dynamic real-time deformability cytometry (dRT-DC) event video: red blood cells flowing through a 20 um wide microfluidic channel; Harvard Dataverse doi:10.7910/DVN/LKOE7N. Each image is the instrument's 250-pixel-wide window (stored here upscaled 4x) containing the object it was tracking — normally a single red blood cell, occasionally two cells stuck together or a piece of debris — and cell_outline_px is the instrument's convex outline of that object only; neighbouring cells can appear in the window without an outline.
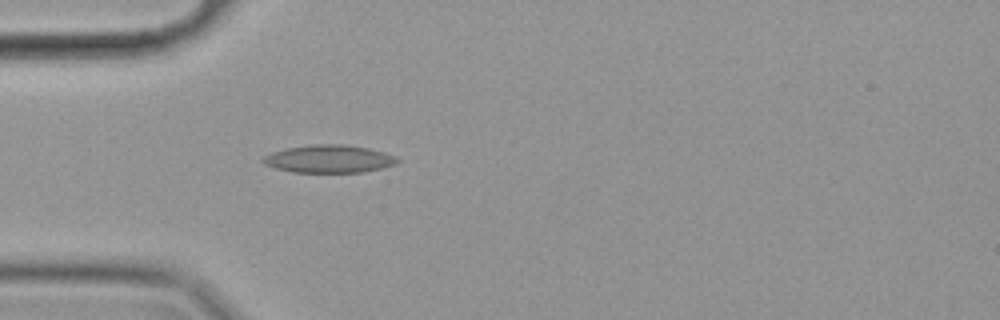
{"species": "common noctule bat (a hibernating species)", "species_latin": "Nyctalus noctula", "temperature_condition": "cold", "stored_images_in_passage": 41, "camera_frame_rate_fps": 3000, "um_per_image_px": 0.085, "animal": {"sex": "female", "body_mass_g": 19.9}, "frame": {"image": 1, "passage_image": 1, "time_ms": 0.0, "image_size_px": [1000, 320], "cell_outline_px": [[400, 160], [392, 164], [380, 168], [364, 172], [292, 172], [276, 168], [264, 164], [260, 160], [264, 156], [272, 152], [284, 148], [312, 144], [344, 144], [368, 148], [384, 152]], "centroid_in_image_um": [27.89, 13.5], "position_along_channel_um": 57.1, "area_um2": 21.62}}
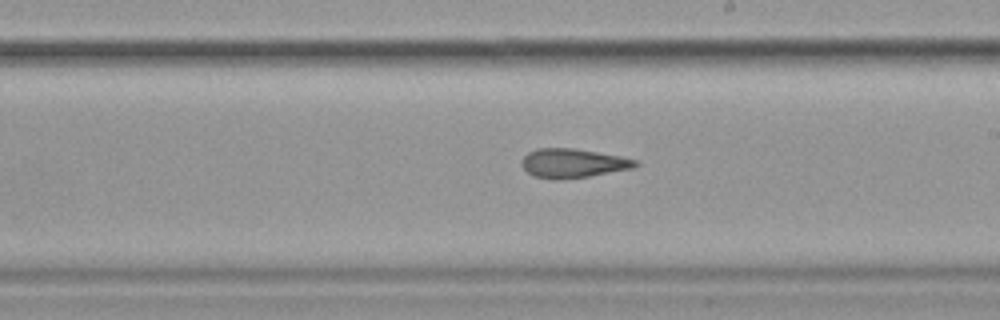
{"frame": {"image": 2, "passage_image": 17, "time_ms": 5.333, "image_size_px": [1000, 320], "cell_outline_px": [[640, 164], [632, 168], [588, 176], [556, 180], [532, 176], [520, 164], [520, 160], [528, 152], [536, 148], [572, 148], [620, 156], [636, 160]], "centroid_in_image_um": [48.64, 13.87], "position_along_channel_um": 240.4, "area_um2": 19.19}}
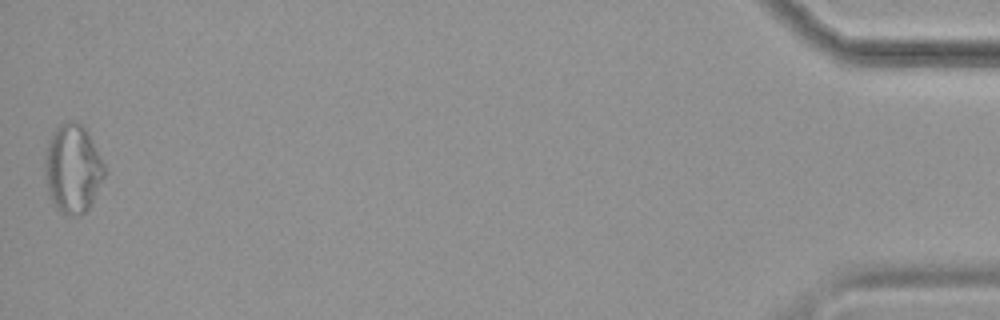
{"frame": {"image": 3, "passage_image": 41, "time_ms": 13.333, "image_size_px": [1000, 320], "cell_outline_px": [[104, 176], [92, 204], [84, 212], [72, 216], [64, 216], [56, 208], [48, 192], [44, 172], [44, 160], [48, 144], [56, 128], [60, 124], [68, 120], [72, 120], [80, 124], [84, 128], [104, 164]], "centroid_in_image_um": [6.16, 14.38], "position_along_channel_um": 429.0, "area_um2": 30.4}, "authors_computed_cell_mechanics": {"area_um2": 19.9988, "velocity_mm_per_s": 3.514, "shape_relaxation_time_tau1_ms": 11.1987, "shape_relaxation_time_tau2_ms": 3.8514, "deformation_change_tau1": 0.2155, "deformation_change_tau2": 0.1408}}